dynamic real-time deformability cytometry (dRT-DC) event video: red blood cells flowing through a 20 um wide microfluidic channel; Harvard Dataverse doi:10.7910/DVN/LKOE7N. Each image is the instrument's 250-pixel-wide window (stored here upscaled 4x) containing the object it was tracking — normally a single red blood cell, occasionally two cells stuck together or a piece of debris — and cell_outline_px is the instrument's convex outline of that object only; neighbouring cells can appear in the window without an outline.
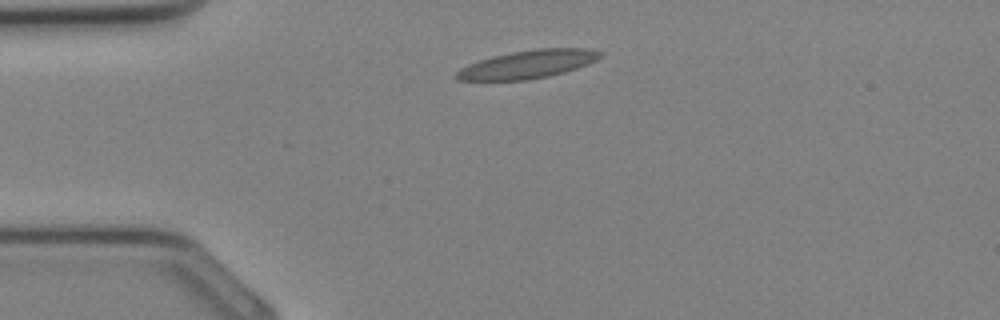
{"species": "Egyptian fruit bat (a non-hibernating species)", "species_latin": "Rousettus aegyptiacus", "temperature_condition": "cold", "stored_images_in_passage": 27, "camera_frame_rate_fps": 3000, "um_per_image_px": 0.085, "animal": {"sex": "female"}, "frame": {"image": 1, "passage_image": 1, "time_ms": 0.0, "image_size_px": [1000, 320], "cell_outline_px": [[604, 56], [588, 64], [564, 72], [548, 76], [528, 80], [456, 80], [456, 72], [460, 68], [468, 64], [492, 56], [512, 52], [536, 48], [588, 48], [604, 52]], "centroid_in_image_um": [44.91, 5.45], "position_along_channel_um": 40.1, "area_um2": 23.64}}
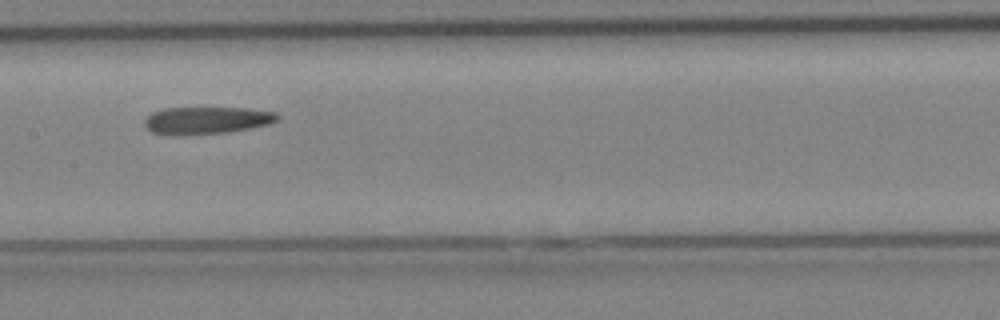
{"frame": {"image": 2, "passage_image": 10, "time_ms": 3.0, "image_size_px": [1000, 320], "cell_outline_px": [[280, 120], [268, 124], [228, 132], [176, 136], [152, 132], [144, 124], [144, 120], [152, 112], [164, 108], [248, 108], [276, 112], [280, 116]], "centroid_in_image_um": [17.57, 10.23], "position_along_channel_um": 189.8, "area_um2": 21.21}}
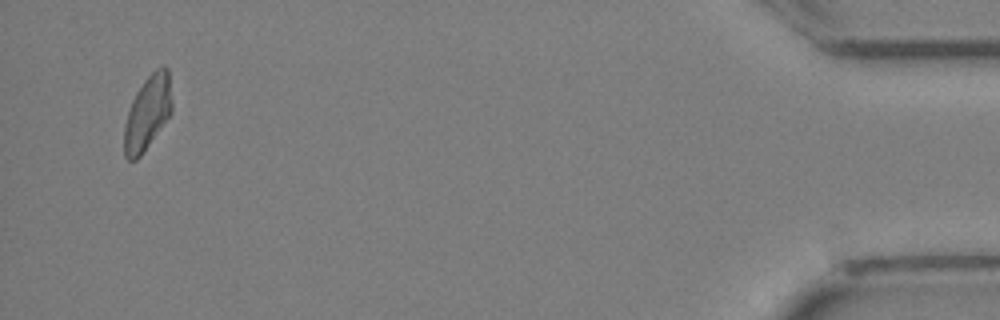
{"frame": {"image": 3, "passage_image": 26, "time_ms": 8.333, "image_size_px": [1000, 320], "cell_outline_px": [[172, 112], [140, 156], [136, 160], [128, 160], [124, 156], [124, 124], [132, 100], [136, 92], [144, 80], [156, 68], [164, 64], [168, 68], [172, 104]], "centroid_in_image_um": [12.54, 9.57], "position_along_channel_um": 422.7, "area_um2": 20.52}}